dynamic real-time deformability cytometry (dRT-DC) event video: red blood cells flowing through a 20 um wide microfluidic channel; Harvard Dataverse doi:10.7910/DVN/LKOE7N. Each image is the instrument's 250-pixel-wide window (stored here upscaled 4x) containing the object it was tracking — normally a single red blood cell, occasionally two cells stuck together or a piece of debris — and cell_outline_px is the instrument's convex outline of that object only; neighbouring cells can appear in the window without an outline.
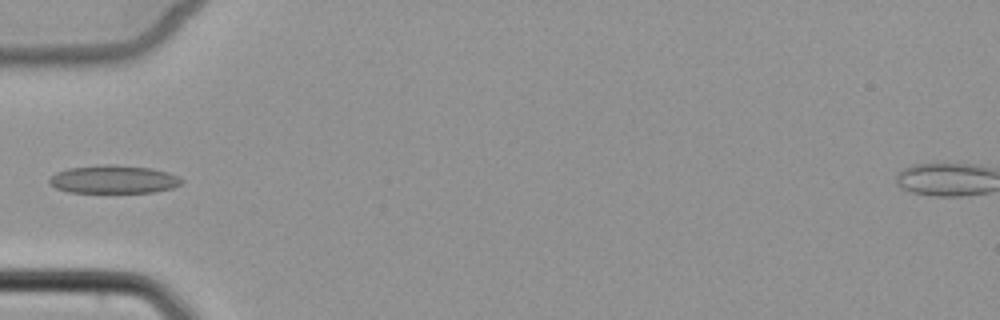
{"species": "common noctule bat (a hibernating species)", "species_latin": "Nyctalus noctula", "temperature_condition": "cold", "stored_images_in_passage": 4, "camera_frame_rate_fps": 3000, "um_per_image_px": 0.085, "animal": {"sex": "female", "body_mass_g": 22.7, "forearm_length_mm": 54.2}, "frame": {"image": 1, "passage_image": 3, "time_ms": 3.333, "image_size_px": [1000, 320], "cell_outline_px": [[184, 180], [180, 184], [172, 188], [152, 192], [68, 192], [56, 188], [48, 184], [48, 180], [56, 172], [68, 168], [96, 164], [116, 164], [152, 168], [168, 172]], "centroid_in_image_um": [9.62, 15.23], "position_along_channel_um": 75.4, "area_um2": 21.85}}
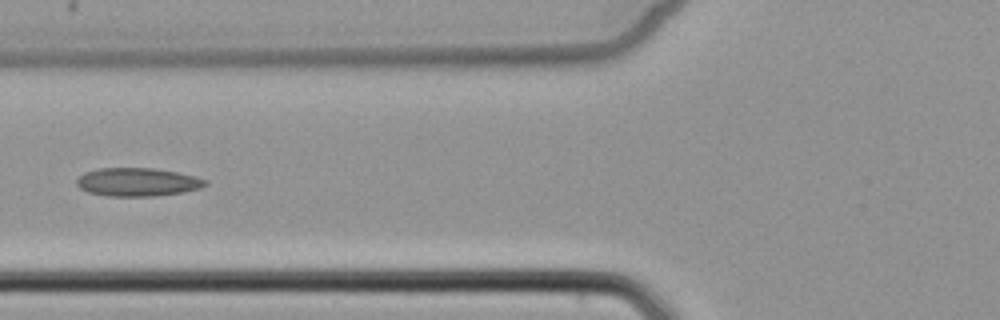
{"frame": {"image": 2, "passage_image": 4, "time_ms": 4.333, "image_size_px": [1000, 320], "cell_outline_px": [[208, 184], [200, 188], [184, 192], [152, 196], [108, 196], [88, 192], [80, 188], [76, 184], [76, 180], [84, 172], [100, 168], [152, 168], [176, 172], [196, 176], [208, 180]], "centroid_in_image_um": [11.7, 15.47], "position_along_channel_um": 114.1, "area_um2": 21.27}}